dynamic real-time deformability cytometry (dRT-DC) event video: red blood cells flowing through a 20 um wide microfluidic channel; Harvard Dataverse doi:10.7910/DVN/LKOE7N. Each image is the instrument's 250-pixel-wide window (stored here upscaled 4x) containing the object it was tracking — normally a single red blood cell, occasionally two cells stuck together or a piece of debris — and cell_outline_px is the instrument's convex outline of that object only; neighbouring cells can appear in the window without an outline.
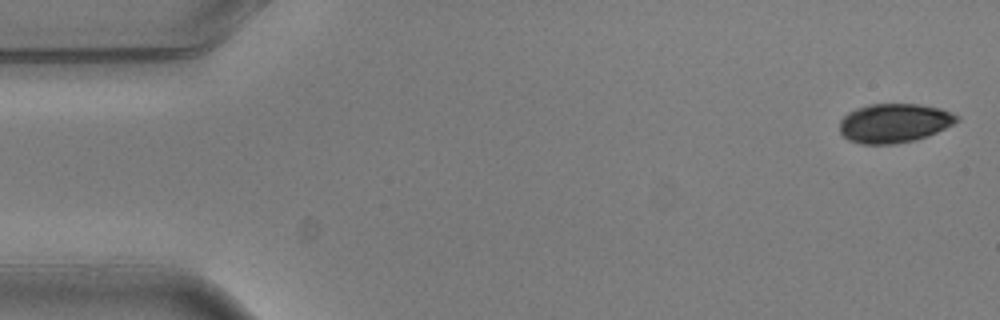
{"species": "common noctule bat (a hibernating species)", "species_latin": "Nyctalus noctula", "temperature_condition": "warm", "stored_images_in_passage": 4, "camera_frame_rate_fps": 3000, "um_per_image_px": 0.085, "animal": {"sex": "male", "body_mass_g": 20.5, "forearm_length_mm": 52.5}, "frame": {"image": 1, "passage_image": 1, "time_ms": 0.0, "image_size_px": [1000, 320], "cell_outline_px": [[960, 120], [936, 132], [912, 140], [892, 144], [860, 144], [848, 140], [840, 132], [840, 120], [848, 112], [856, 108], [868, 104], [920, 104], [940, 108], [952, 112], [960, 116]], "centroid_in_image_um": [75.99, 10.45], "position_along_channel_um": 9.0, "area_um2": 26.65}}